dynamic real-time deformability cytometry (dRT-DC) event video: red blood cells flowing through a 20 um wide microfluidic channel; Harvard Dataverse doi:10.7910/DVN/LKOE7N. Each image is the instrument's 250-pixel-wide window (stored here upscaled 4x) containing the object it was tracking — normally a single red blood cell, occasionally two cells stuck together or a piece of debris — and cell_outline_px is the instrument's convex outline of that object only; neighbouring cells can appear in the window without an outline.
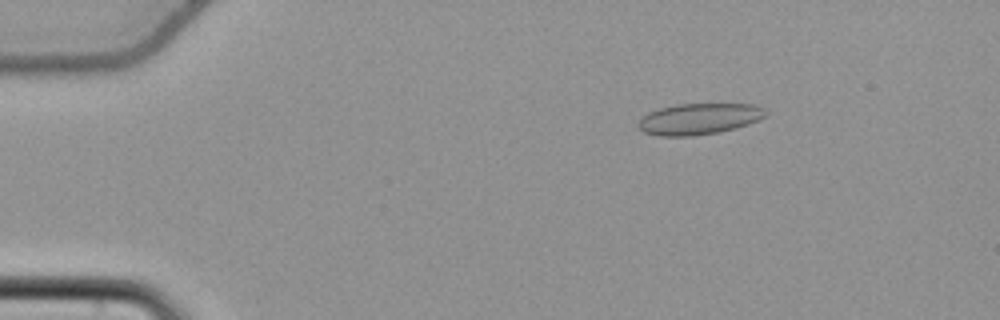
{"species": "common noctule bat (a hibernating species)", "species_latin": "Nyctalus noctula", "temperature_condition": "cold", "stored_images_in_passage": 54, "camera_frame_rate_fps": 3000, "um_per_image_px": 0.085, "animal": {"sex": "female", "body_mass_g": 22.7, "forearm_length_mm": 54.2}, "frame": {"image": 1, "passage_image": 9, "time_ms": 2.667, "image_size_px": [1000, 320], "cell_outline_px": [[768, 112], [764, 116], [748, 124], [736, 128], [720, 132], [692, 136], [660, 136], [644, 132], [636, 124], [648, 112], [660, 108], [676, 104], [756, 104], [764, 108]], "centroid_in_image_um": [59.42, 10.1], "position_along_channel_um": 25.6, "area_um2": 23.12}}
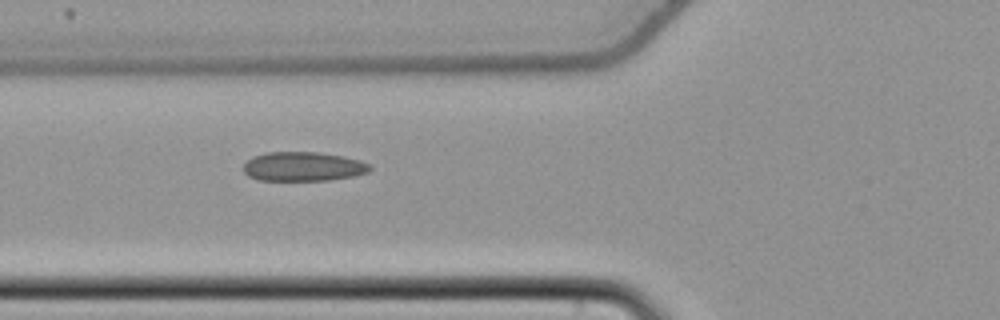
{"frame": {"image": 2, "passage_image": 21, "time_ms": 6.667, "image_size_px": [1000, 320], "cell_outline_px": [[372, 168], [368, 172], [356, 176], [328, 180], [260, 180], [248, 176], [244, 172], [244, 164], [252, 156], [264, 152], [316, 152], [344, 156], [360, 160], [368, 164]], "centroid_in_image_um": [25.77, 14.15], "position_along_channel_um": 100.0, "area_um2": 21.62}}
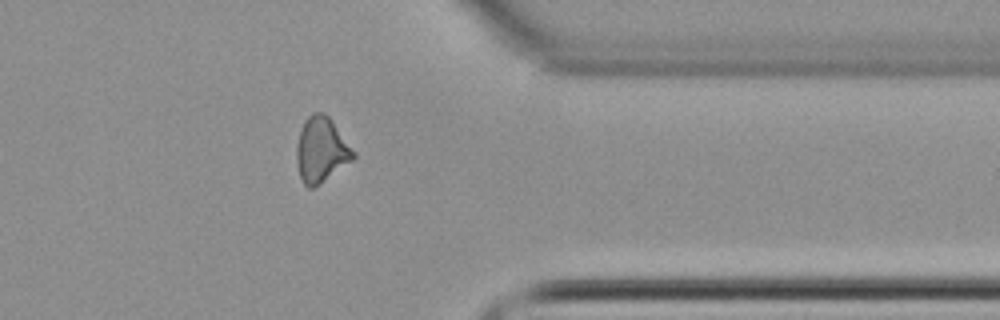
{"frame": {"image": 3, "passage_image": 44, "time_ms": 14.333, "image_size_px": [1000, 320], "cell_outline_px": [[356, 156], [352, 160], [320, 184], [312, 188], [308, 188], [304, 184], [300, 176], [296, 160], [296, 144], [304, 120], [312, 112], [324, 112], [332, 120], [356, 152]], "centroid_in_image_um": [27.3, 12.72], "position_along_channel_um": 384.1, "area_um2": 21.62}, "authors_computed_cell_mechanics": {"area_um2": 21.6172, "velocity_mm_per_s": 3.8354, "shape_relaxation_time_tau1_ms": 2.8339, "shape_relaxation_time_tau2_ms": 4.1838, "deformation_change_tau1": 0.1601, "deformation_change_tau2": 0.1293}}